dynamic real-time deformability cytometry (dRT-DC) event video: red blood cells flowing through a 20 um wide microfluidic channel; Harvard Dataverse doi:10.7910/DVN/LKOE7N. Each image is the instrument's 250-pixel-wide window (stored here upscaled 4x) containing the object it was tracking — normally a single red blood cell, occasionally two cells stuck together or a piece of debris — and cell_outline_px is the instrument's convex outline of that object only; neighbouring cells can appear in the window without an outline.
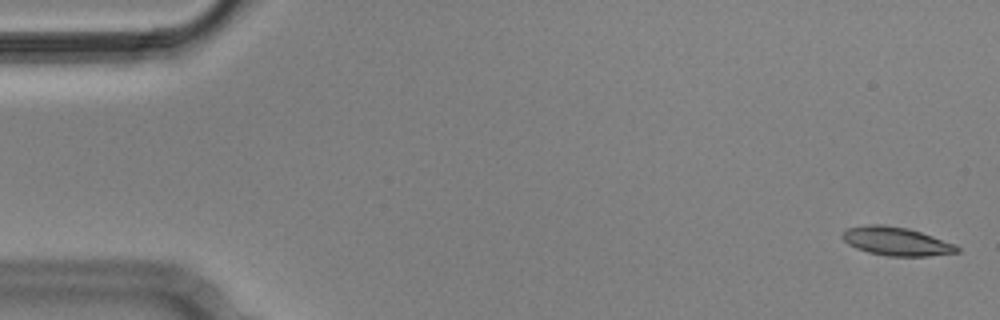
{"species": "Egyptian fruit bat (a non-hibernating species)", "species_latin": "Rousettus aegyptiacus", "temperature_condition": "cold", "stored_images_in_passage": 15, "camera_frame_rate_fps": 3000, "um_per_image_px": 0.085, "animal": {"sex": "male"}, "frame": {"image": 1, "passage_image": 1, "time_ms": 0.0, "image_size_px": [1000, 320], "cell_outline_px": [[960, 252], [928, 256], [888, 256], [868, 252], [856, 248], [848, 244], [840, 236], [840, 232], [848, 228], [868, 224], [880, 224], [908, 228], [956, 244], [960, 248]], "centroid_in_image_um": [76.17, 20.51], "position_along_channel_um": 8.8, "area_um2": 19.13}}
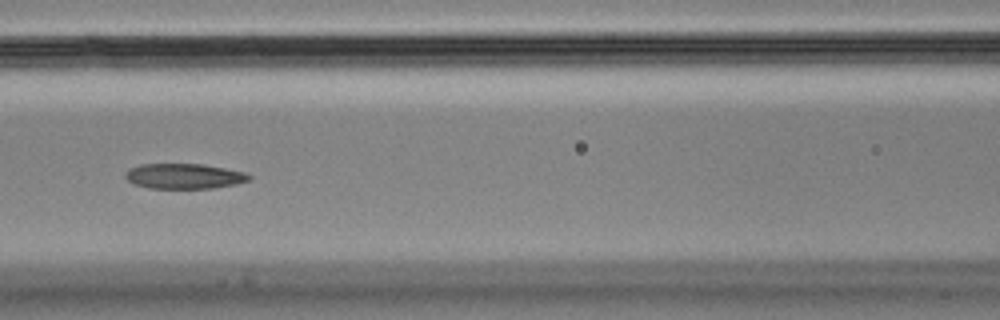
{"frame": {"image": 2, "passage_image": 7, "time_ms": 2.0, "image_size_px": [1000, 320], "cell_outline_px": [[252, 176], [248, 180], [236, 184], [212, 188], [148, 188], [132, 184], [124, 176], [124, 172], [128, 168], [140, 164], [204, 164], [248, 172]], "centroid_in_image_um": [15.63, 14.96], "position_along_channel_um": 151.0, "area_um2": 18.44}}
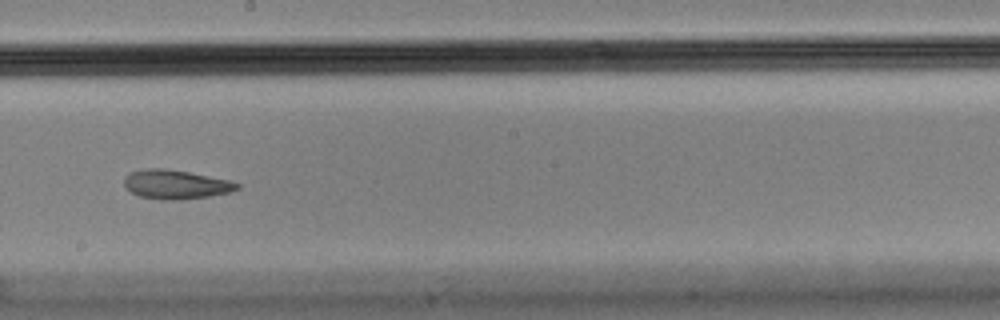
{"frame": {"image": 3, "passage_image": 9, "time_ms": 2.667, "image_size_px": [1000, 320], "cell_outline_px": [[240, 188], [232, 192], [208, 196], [180, 200], [160, 200], [140, 196], [124, 188], [124, 176], [128, 172], [144, 168], [164, 168], [188, 172], [228, 180], [240, 184]], "centroid_in_image_um": [14.89, 15.67], "position_along_channel_um": 233.3, "area_um2": 19.31}}